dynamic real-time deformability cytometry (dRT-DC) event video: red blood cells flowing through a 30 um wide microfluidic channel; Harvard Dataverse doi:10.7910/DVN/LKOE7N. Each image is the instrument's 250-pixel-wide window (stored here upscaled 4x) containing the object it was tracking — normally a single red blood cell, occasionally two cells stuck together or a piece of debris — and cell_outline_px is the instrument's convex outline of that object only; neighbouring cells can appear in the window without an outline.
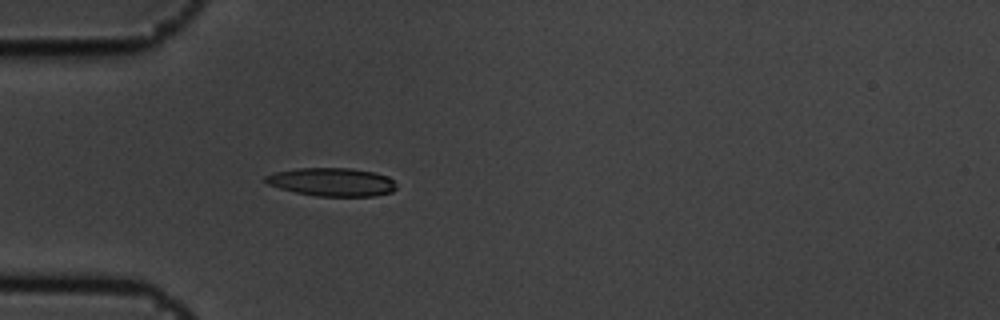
{"species": "common noctule bat (a hibernating species)", "species_latin": "Nyctalus noctula", "temperature_condition": "cold", "stored_images_in_passage": 4, "camera_frame_rate_fps": 3000, "um_per_image_px": 0.085, "animal": {"sex": "male", "body_mass_g": 19.5, "forearm_length_mm": 54.6}, "frame": {"image": 1, "passage_image": 4, "time_ms": 1.0, "image_size_px": [1000, 320], "cell_outline_px": [[396, 188], [392, 192], [372, 196], [316, 196], [296, 192], [280, 188], [268, 184], [264, 180], [264, 176], [276, 172], [296, 168], [352, 168], [372, 172], [388, 176], [396, 184]], "centroid_in_image_um": [28.22, 15.46], "position_along_channel_um": 56.8, "area_um2": 21.5}}